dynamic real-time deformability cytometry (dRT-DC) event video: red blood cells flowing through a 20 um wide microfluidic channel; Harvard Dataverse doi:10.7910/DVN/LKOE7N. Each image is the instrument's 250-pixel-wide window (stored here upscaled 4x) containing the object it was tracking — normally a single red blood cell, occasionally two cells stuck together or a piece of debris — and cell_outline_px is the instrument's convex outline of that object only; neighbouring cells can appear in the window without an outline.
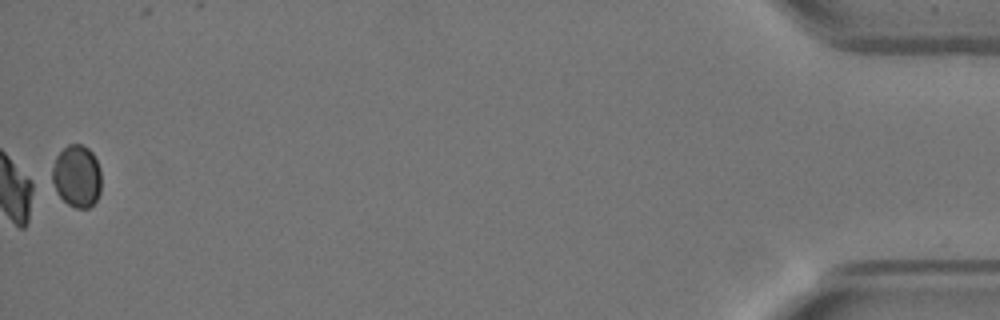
{"species": "Egyptian fruit bat (a non-hibernating species)", "species_latin": "Rousettus aegyptiacus", "temperature_condition": "warm", "stored_images_in_passage": 40, "camera_frame_rate_fps": 3000, "um_per_image_px": 0.085, "animal": {"sex": "female"}, "frame": {"image": 1, "passage_image": 40, "time_ms": 13.0, "image_size_px": [1000, 320], "cell_outline_px": [[100, 192], [96, 200], [88, 208], [76, 208], [68, 204], [56, 192], [48, 180], [56, 156], [68, 144], [80, 144], [88, 148], [92, 152], [100, 168]], "centroid_in_image_um": [6.48, 14.97], "position_along_channel_um": 428.7, "area_um2": 18.09}, "authors_computed_cell_mechanics": {"area_um2": 18.6405, "velocity_mm_per_s": 3.9327, "shape_relaxation_time_tau1_ms": 6.3342, "shape_relaxation_time_tau2_ms": 4.1476, "deformation_change_tau1": 0.205, "deformation_change_tau2": 0.0685}}